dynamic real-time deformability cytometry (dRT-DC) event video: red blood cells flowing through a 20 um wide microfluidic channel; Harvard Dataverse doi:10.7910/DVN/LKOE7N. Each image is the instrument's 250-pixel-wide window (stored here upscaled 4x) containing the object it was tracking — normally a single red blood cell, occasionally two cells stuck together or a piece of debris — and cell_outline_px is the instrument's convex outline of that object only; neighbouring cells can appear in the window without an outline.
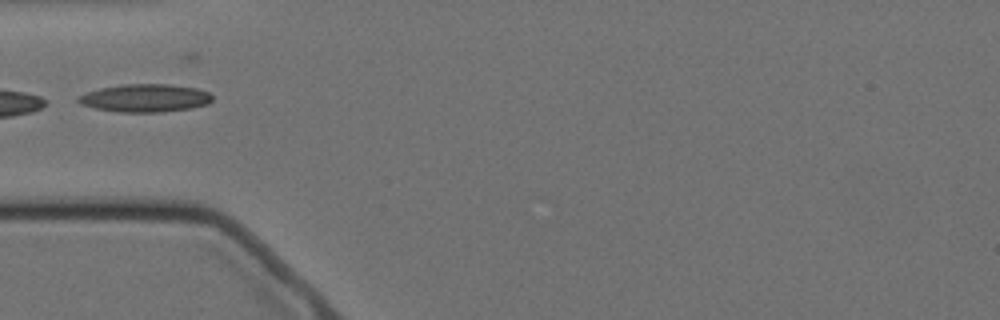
{"species": "Egyptian fruit bat (a non-hibernating species)", "species_latin": "Rousettus aegyptiacus", "temperature_condition": "cold", "stored_images_in_passage": 6, "camera_frame_rate_fps": 3000, "um_per_image_px": 0.085, "animal": {"sex": "female"}, "frame": {"image": 1, "passage_image": 4, "time_ms": 4.333, "image_size_px": [1000, 320], "cell_outline_px": [[212, 100], [208, 104], [192, 108], [160, 112], [120, 112], [96, 108], [80, 104], [76, 100], [76, 96], [100, 88], [120, 84], [172, 84], [196, 88], [208, 92], [212, 96]], "centroid_in_image_um": [12.33, 8.33], "position_along_channel_um": 72.7, "area_um2": 21.91}}
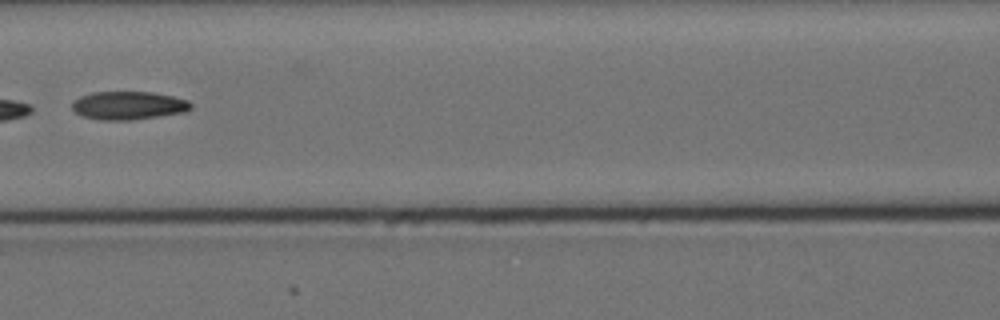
{"frame": {"image": 2, "passage_image": 6, "time_ms": 6.667, "image_size_px": [1000, 320], "cell_outline_px": [[192, 108], [184, 112], [132, 120], [100, 120], [84, 116], [76, 112], [72, 108], [72, 100], [80, 96], [92, 92], [152, 92], [172, 96], [188, 100], [192, 104]], "centroid_in_image_um": [10.91, 8.96], "position_along_channel_um": 155.7, "area_um2": 19.54}}